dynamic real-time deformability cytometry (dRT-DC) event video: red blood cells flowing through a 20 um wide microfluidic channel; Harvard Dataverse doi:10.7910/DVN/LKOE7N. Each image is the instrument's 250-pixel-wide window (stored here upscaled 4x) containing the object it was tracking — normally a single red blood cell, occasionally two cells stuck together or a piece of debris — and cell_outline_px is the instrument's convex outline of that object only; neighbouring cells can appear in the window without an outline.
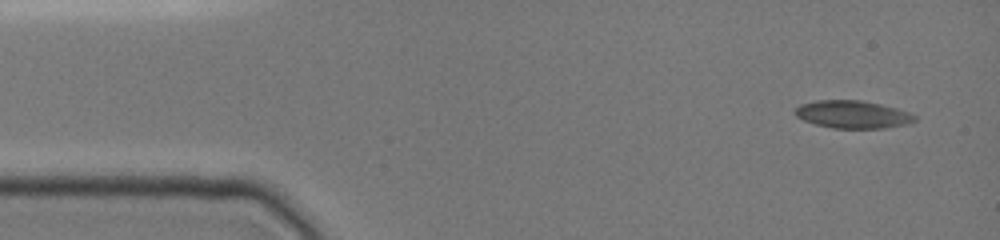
{"species": "common noctule bat (a hibernating species)", "species_latin": "Nyctalus noctula", "temperature_condition": "cold", "stored_images_in_passage": 36, "camera_frame_rate_fps": 3000, "um_per_image_px": 0.085, "animal": {"sex": "female", "body_mass_g": 19.0, "forearm_length_mm": 51.5}, "frame": {"image": 1, "passage_image": 1, "time_ms": 0.0, "image_size_px": [1000, 240], "cell_outline_px": [[916, 120], [908, 124], [884, 128], [832, 128], [816, 124], [804, 120], [796, 116], [792, 112], [800, 104], [816, 100], [860, 100], [880, 104], [896, 108], [908, 112], [916, 116]], "centroid_in_image_um": [72.46, 9.72], "position_along_channel_um": 12.5, "area_um2": 19.31}}
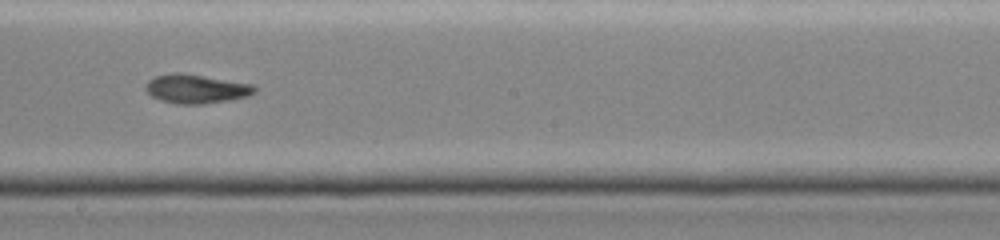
{"frame": {"image": 2, "passage_image": 16, "time_ms": 8.0, "image_size_px": [1000, 240], "cell_outline_px": [[256, 92], [248, 96], [228, 100], [204, 104], [176, 104], [160, 100], [152, 96], [144, 88], [144, 84], [148, 80], [156, 76], [172, 72], [180, 72], [256, 84]], "centroid_in_image_um": [16.68, 7.54], "position_along_channel_um": 231.5, "area_um2": 18.67}}
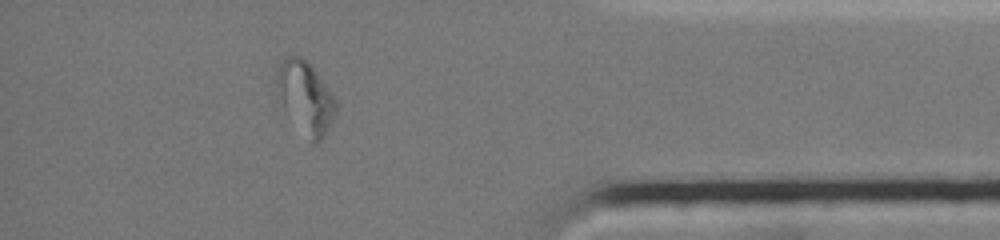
{"frame": {"image": 3, "passage_image": 31, "time_ms": 13.0, "image_size_px": [1000, 240], "cell_outline_px": [[340, 104], [324, 136], [320, 140], [312, 140], [284, 104], [276, 92], [276, 76], [280, 64], [284, 56], [300, 56], [312, 64]], "centroid_in_image_um": [26.02, 8.14], "position_along_channel_um": 409.2, "area_um2": 23.87}, "authors_computed_cell_mechanics": {"area_um2": 18.4382, "velocity_mm_per_s": 3.9253, "shape_relaxation_time_tau1_ms": null, "shape_relaxation_time_tau2_ms": 5.0572, "deformation_change_tau1": null, "deformation_change_tau2": 0.1136}}